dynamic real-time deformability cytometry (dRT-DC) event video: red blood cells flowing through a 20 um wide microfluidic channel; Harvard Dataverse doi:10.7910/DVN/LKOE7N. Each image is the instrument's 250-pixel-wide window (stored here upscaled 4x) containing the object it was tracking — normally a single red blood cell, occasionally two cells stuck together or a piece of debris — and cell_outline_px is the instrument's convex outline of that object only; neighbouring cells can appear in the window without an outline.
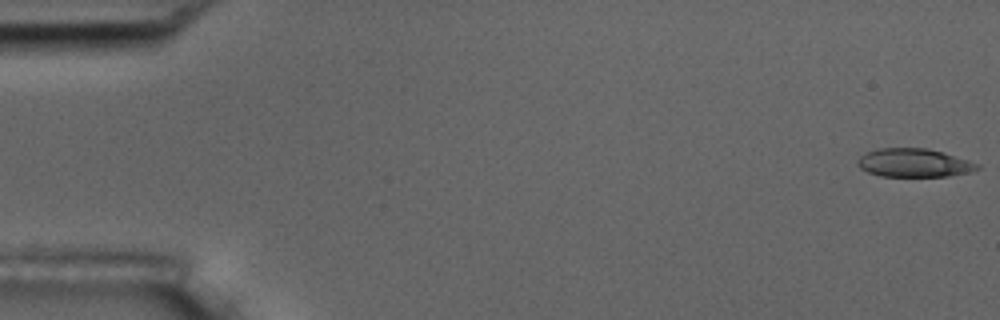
{"species": "common noctule bat (a hibernating species)", "species_latin": "Nyctalus noctula", "temperature_condition": "room temperature", "stored_images_in_passage": 5, "camera_frame_rate_fps": 3000, "um_per_image_px": 0.085, "animal": {"sex": "male", "body_mass_g": 17.5, "forearm_length_mm": 52.3}, "frame": {"image": 1, "passage_image": 1, "time_ms": 0.0, "image_size_px": [1000, 320], "cell_outline_px": [[980, 168], [968, 172], [948, 176], [880, 176], [868, 172], [860, 168], [856, 164], [856, 160], [860, 156], [876, 148], [928, 148], [968, 160], [980, 164]], "centroid_in_image_um": [77.65, 13.84], "position_along_channel_um": 7.3, "area_um2": 19.77}}
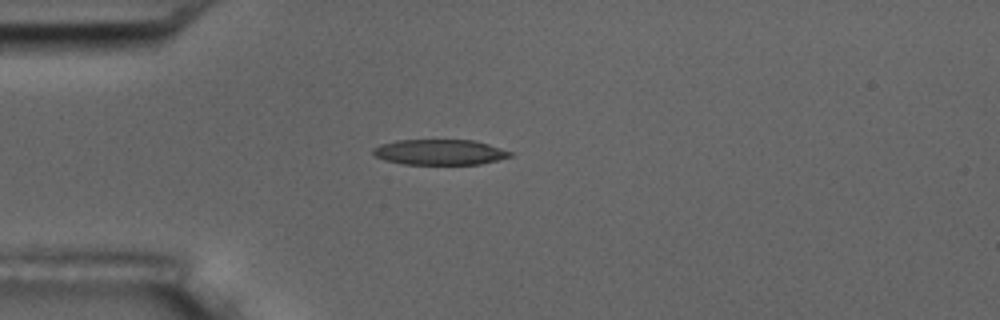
{"frame": {"image": 2, "passage_image": 5, "time_ms": 4.667, "image_size_px": [1000, 320], "cell_outline_px": [[512, 156], [480, 164], [404, 164], [384, 160], [376, 156], [372, 152], [372, 148], [380, 144], [396, 140], [476, 140], [512, 152]], "centroid_in_image_um": [37.35, 12.93], "position_along_channel_um": 47.7, "area_um2": 20.29}}